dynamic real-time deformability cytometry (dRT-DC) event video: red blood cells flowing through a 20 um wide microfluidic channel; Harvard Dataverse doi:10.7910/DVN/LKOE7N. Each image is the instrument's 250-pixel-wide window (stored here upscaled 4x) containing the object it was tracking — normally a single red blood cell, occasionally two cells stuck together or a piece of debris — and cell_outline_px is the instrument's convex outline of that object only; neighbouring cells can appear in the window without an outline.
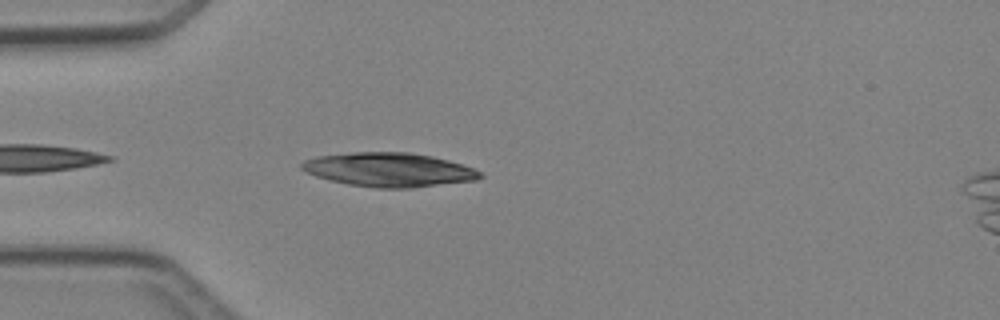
{"species": "Egyptian fruit bat (a non-hibernating species)", "species_latin": "Rousettus aegyptiacus", "temperature_condition": "cold", "stored_images_in_passage": 4, "camera_frame_rate_fps": 3000, "um_per_image_px": 0.085, "animal": {"sex": "female"}, "frame": {"image": 1, "passage_image": 4, "time_ms": 3.667, "image_size_px": [1000, 320], "cell_outline_px": [[484, 176], [476, 180], [412, 188], [376, 188], [348, 184], [316, 176], [300, 168], [300, 164], [304, 160], [316, 156], [352, 152], [408, 152], [432, 156], [448, 160], [472, 168], [480, 172]], "centroid_in_image_um": [33.05, 14.42], "position_along_channel_um": 52.0, "area_um2": 35.2}}